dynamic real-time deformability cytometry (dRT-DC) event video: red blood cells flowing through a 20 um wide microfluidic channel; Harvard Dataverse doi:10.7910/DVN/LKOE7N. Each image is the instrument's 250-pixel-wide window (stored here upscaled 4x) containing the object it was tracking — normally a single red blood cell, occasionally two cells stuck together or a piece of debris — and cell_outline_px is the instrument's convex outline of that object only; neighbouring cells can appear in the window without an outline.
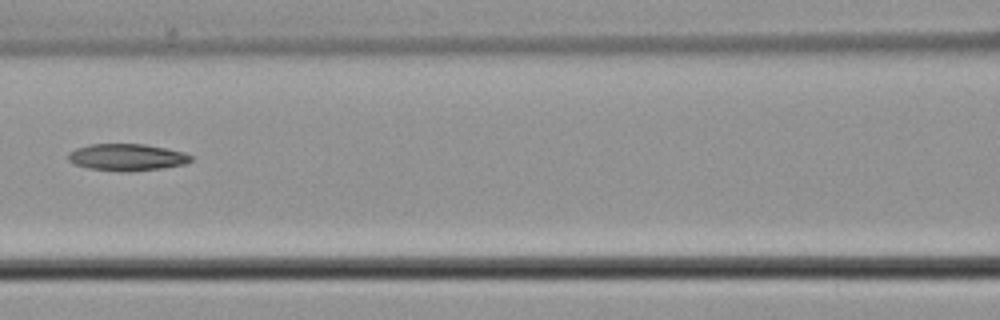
{"species": "common noctule bat (a hibernating species)", "species_latin": "Nyctalus noctula", "temperature_condition": "cold", "stored_images_in_passage": 8, "camera_frame_rate_fps": 3000, "um_per_image_px": 0.085, "animal": {"sex": "male", "body_mass_g": 21.5, "forearm_length_mm": 52.0}, "frame": {"image": 1, "passage_image": 8, "time_ms": 9.333, "image_size_px": [1000, 320], "cell_outline_px": [[192, 160], [184, 164], [164, 168], [88, 168], [76, 164], [68, 160], [68, 152], [76, 148], [88, 144], [144, 144], [184, 152], [192, 156]], "centroid_in_image_um": [10.78, 13.3], "position_along_channel_um": 155.8, "area_um2": 18.09}}